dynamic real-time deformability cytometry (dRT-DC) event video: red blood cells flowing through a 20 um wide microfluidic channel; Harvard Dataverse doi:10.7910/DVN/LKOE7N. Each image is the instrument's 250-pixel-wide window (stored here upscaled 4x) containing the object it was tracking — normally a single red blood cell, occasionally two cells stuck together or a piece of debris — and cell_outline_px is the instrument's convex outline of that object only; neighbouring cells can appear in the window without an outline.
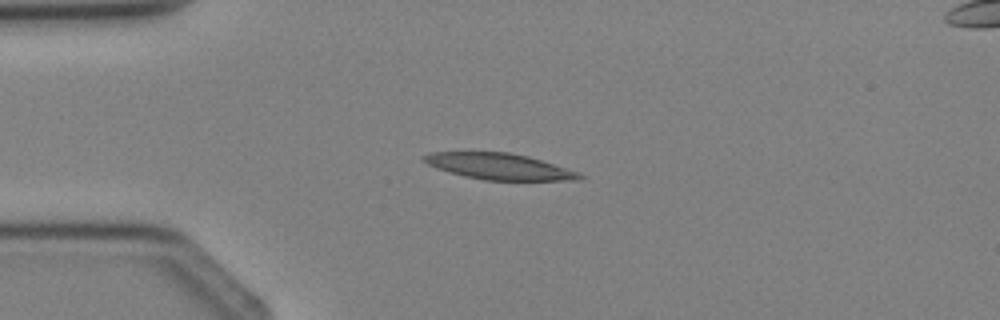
{"species": "Egyptian fruit bat (a non-hibernating species)", "species_latin": "Rousettus aegyptiacus", "temperature_condition": "cold", "stored_images_in_passage": 2, "camera_frame_rate_fps": 3000, "um_per_image_px": 0.085, "animal": {"sex": "female"}, "frame": {"image": 1, "passage_image": 1, "time_ms": 0.0, "image_size_px": [1000, 320], "cell_outline_px": [[584, 176], [580, 180], [484, 180], [464, 176], [448, 172], [436, 168], [420, 160], [420, 156], [428, 152], [508, 152], [528, 156], [580, 172]], "centroid_in_image_um": [42.38, 14.14], "position_along_channel_um": 42.6, "area_um2": 23.87}}